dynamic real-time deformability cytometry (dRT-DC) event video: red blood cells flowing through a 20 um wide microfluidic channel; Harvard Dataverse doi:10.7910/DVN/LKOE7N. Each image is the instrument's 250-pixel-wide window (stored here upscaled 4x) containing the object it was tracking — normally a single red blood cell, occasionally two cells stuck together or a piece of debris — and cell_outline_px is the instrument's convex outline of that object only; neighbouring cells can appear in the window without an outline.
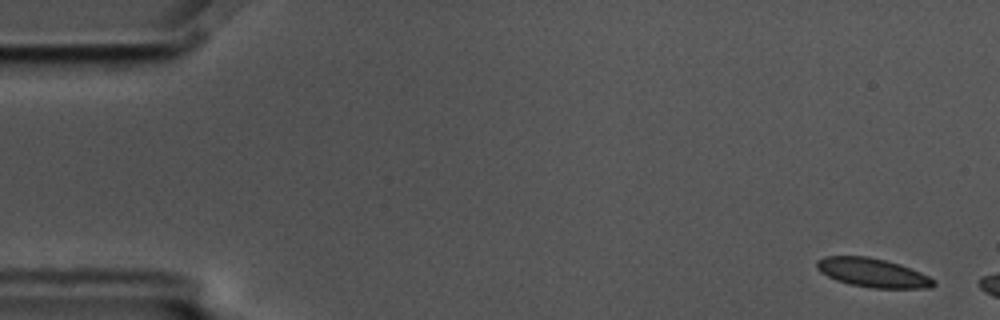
{"species": "common noctule bat (a hibernating species)", "species_latin": "Nyctalus noctula", "temperature_condition": "cold", "stored_images_in_passage": 3, "camera_frame_rate_fps": 3000, "um_per_image_px": 0.085, "animal": {"sex": "male", "body_mass_g": 17.5, "forearm_length_mm": 52.3}, "frame": {"image": 1, "passage_image": 1, "time_ms": 0.0, "image_size_px": [1000, 320], "cell_outline_px": [[936, 284], [932, 288], [872, 288], [852, 284], [836, 280], [820, 272], [816, 268], [816, 260], [824, 256], [868, 256], [900, 264], [920, 272], [936, 280]], "centroid_in_image_um": [74.18, 23.18], "position_along_channel_um": 10.8, "area_um2": 19.71}}